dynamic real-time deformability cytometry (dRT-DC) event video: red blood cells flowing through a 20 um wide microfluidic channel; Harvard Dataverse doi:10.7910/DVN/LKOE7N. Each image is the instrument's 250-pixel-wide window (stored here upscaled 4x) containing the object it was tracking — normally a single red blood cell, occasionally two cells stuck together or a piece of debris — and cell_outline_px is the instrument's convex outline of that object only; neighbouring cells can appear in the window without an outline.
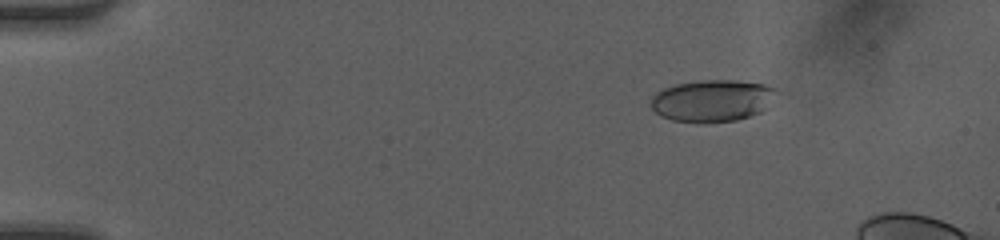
{"species": "human", "species_latin": "Homo sapiens", "temperature_condition": "room temperature", "stored_images_in_passage": 38, "camera_frame_rate_fps": 3000, "um_per_image_px": 0.085, "donor": {"sex": "female"}, "frame": {"image": 1, "passage_image": 3, "time_ms": 0.667, "image_size_px": [1000, 240], "cell_outline_px": [[776, 92], [764, 108], [760, 112], [736, 120], [672, 120], [660, 116], [652, 108], [652, 96], [656, 92], [664, 88], [676, 84], [700, 80], [736, 80], [764, 84], [776, 88]], "centroid_in_image_um": [60.52, 8.51], "position_along_channel_um": 24.5, "area_um2": 29.71}}
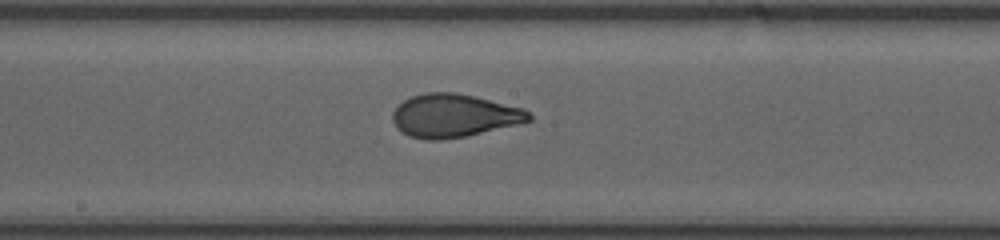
{"frame": {"image": 2, "passage_image": 23, "time_ms": 7.333, "image_size_px": [1000, 240], "cell_outline_px": [[532, 120], [468, 136], [440, 140], [428, 140], [408, 136], [400, 132], [396, 128], [392, 120], [392, 112], [404, 100], [412, 96], [424, 92], [452, 92], [476, 96], [524, 108], [532, 116]], "centroid_in_image_um": [38.56, 9.83], "position_along_channel_um": 209.6, "area_um2": 34.51}}
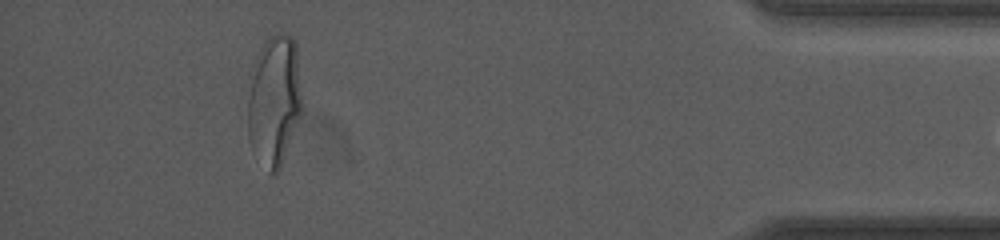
{"frame": {"image": 3, "passage_image": 37, "time_ms": 12.0, "image_size_px": [1000, 240], "cell_outline_px": [[304, 108], [280, 168], [276, 172], [268, 172], [252, 148], [248, 140], [248, 100], [252, 64], [264, 40], [280, 32], [284, 32], [292, 36], [296, 44]], "centroid_in_image_um": [23.33, 8.49], "position_along_channel_um": 411.9, "area_um2": 41.96}, "authors_computed_cell_mechanics": {"area_um2": 33.6974, "velocity_mm_per_s": 4.2191, "shape_relaxation_time_tau1_ms": 4.9569, "shape_relaxation_time_tau2_ms": 0.6487, "deformation_change_tau1": 0.2165, "deformation_change_tau2": 0.0635}}